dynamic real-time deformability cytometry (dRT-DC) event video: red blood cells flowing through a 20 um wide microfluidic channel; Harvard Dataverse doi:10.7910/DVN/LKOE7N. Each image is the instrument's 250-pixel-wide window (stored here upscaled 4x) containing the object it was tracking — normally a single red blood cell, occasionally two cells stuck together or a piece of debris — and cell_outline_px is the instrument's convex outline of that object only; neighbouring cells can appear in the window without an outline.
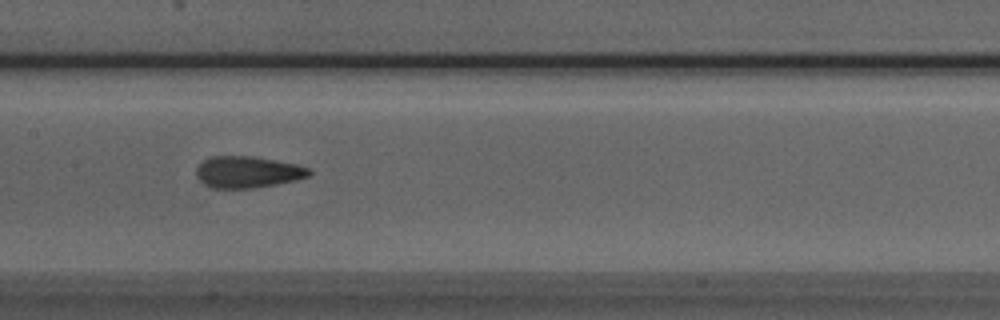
{"species": "Egyptian fruit bat (a non-hibernating species)", "species_latin": "Rousettus aegyptiacus", "temperature_condition": "room temperature", "stored_images_in_passage": 51, "camera_frame_rate_fps": 3000, "um_per_image_px": 0.085, "animal": {"sex": "male"}, "frame": {"image": 1, "passage_image": 25, "time_ms": 8.0, "image_size_px": [1000, 320], "cell_outline_px": [[312, 172], [308, 176], [296, 180], [276, 184], [252, 188], [212, 188], [204, 184], [196, 176], [196, 168], [204, 160], [212, 156], [256, 156], [296, 164], [308, 168]], "centroid_in_image_um": [21.04, 14.62], "position_along_channel_um": 186.4, "area_um2": 20.75}}
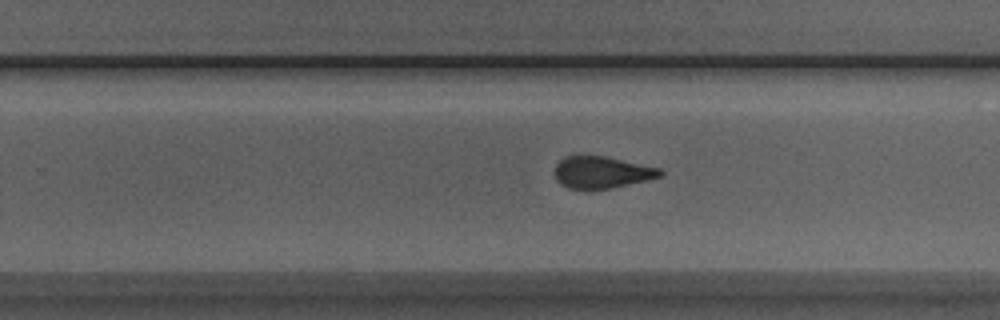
{"frame": {"image": 2, "passage_image": 32, "time_ms": 10.333, "image_size_px": [1000, 320], "cell_outline_px": [[664, 172], [660, 176], [628, 184], [592, 192], [568, 188], [560, 184], [556, 180], [556, 164], [564, 156], [604, 156], [660, 168]], "centroid_in_image_um": [51.1, 14.68], "position_along_channel_um": 278.7, "area_um2": 19.71}}
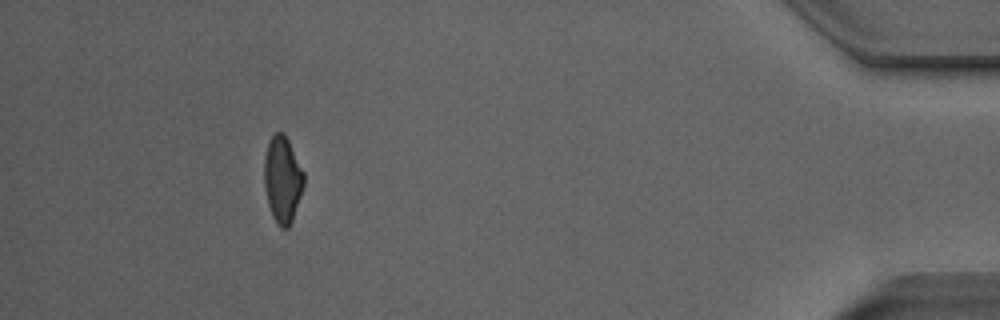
{"frame": {"image": 3, "passage_image": 47, "time_ms": 15.333, "image_size_px": [1000, 320], "cell_outline_px": [[304, 184], [292, 220], [288, 228], [280, 228], [276, 224], [272, 216], [268, 204], [264, 188], [264, 156], [268, 144], [272, 136], [276, 132], [284, 132], [304, 172]], "centroid_in_image_um": [24.0, 15.26], "position_along_channel_um": 411.2, "area_um2": 19.94}, "authors_computed_cell_mechanics": {"area_um2": 20.4612, "velocity_mm_per_s": 3.9686, "shape_relaxation_time_tau1_ms": null, "shape_relaxation_time_tau2_ms": 1.5062, "deformation_change_tau1": null, "deformation_change_tau2": 0.0838}}